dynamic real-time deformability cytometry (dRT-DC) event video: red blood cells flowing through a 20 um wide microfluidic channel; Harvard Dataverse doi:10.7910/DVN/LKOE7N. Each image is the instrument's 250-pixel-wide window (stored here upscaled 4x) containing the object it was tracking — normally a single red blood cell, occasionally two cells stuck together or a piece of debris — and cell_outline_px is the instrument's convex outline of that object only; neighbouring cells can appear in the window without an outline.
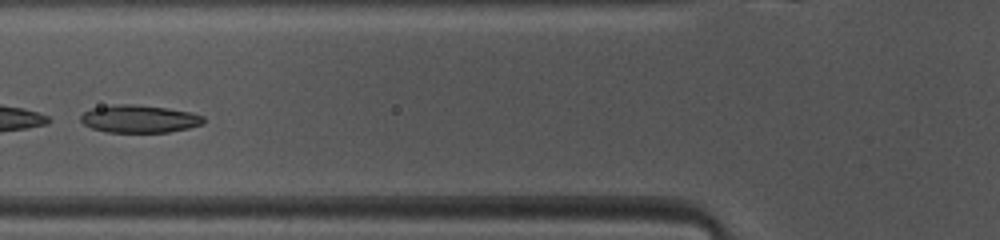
{"species": "common noctule bat (a hibernating species)", "species_latin": "Nyctalus noctula", "temperature_condition": "warm", "stored_images_in_passage": 38, "camera_frame_rate_fps": 3000, "um_per_image_px": 0.085, "animal": {"sex": "female", "body_mass_g": 10.0, "forearm_length_mm": 53.1}, "frame": {"image": 1, "passage_image": 8, "time_ms": 2.333, "image_size_px": [1000, 240], "cell_outline_px": [[204, 124], [188, 128], [168, 132], [108, 132], [92, 128], [84, 124], [80, 120], [80, 116], [84, 112], [92, 108], [112, 104], [132, 104], [168, 108], [192, 112], [204, 116]], "centroid_in_image_um": [11.85, 10.09], "position_along_channel_um": 113.9, "area_um2": 19.88}}
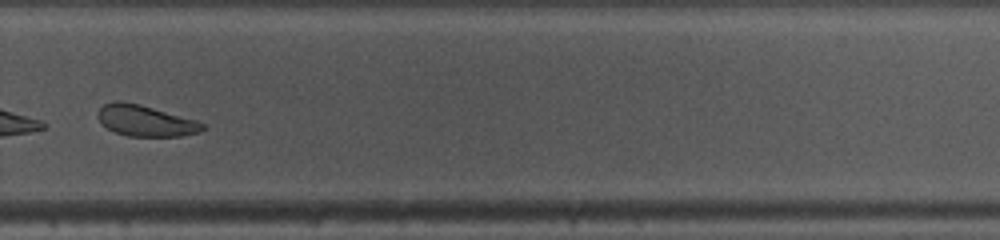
{"frame": {"image": 2, "passage_image": 23, "time_ms": 7.333, "image_size_px": [1000, 240], "cell_outline_px": [[204, 128], [200, 132], [180, 136], [128, 136], [116, 132], [108, 128], [96, 116], [96, 112], [104, 104], [112, 100], [120, 100], [140, 104], [196, 120], [204, 124]], "centroid_in_image_um": [12.34, 10.24], "position_along_channel_um": 317.5, "area_um2": 18.9}}
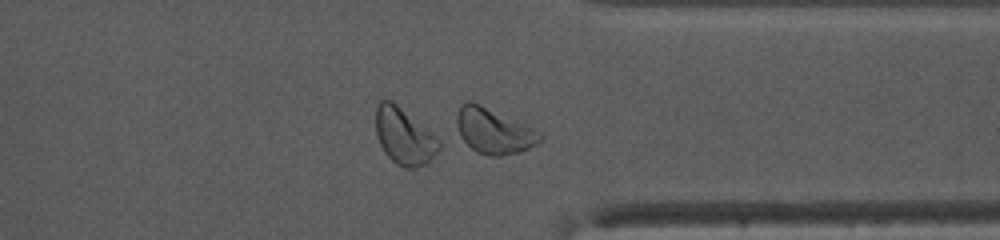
{"frame": {"image": 3, "passage_image": 27, "time_ms": 8.667, "image_size_px": [1000, 240], "cell_outline_px": [[544, 140], [520, 152], [500, 156], [488, 156], [476, 152], [460, 136], [456, 124], [456, 116], [460, 104], [468, 100], [472, 100], [540, 132], [544, 136]], "centroid_in_image_um": [41.95, 11.13], "position_along_channel_um": 369.5, "area_um2": 22.02}, "authors_computed_cell_mechanics": {"area_um2": 20.3167, "velocity_mm_per_s": 4.0768, "shape_relaxation_time_tau1_ms": 2.0983, "shape_relaxation_time_tau2_ms": 2.5495, "deformation_change_tau1": 0.0987, "deformation_change_tau2": 0.0863}}